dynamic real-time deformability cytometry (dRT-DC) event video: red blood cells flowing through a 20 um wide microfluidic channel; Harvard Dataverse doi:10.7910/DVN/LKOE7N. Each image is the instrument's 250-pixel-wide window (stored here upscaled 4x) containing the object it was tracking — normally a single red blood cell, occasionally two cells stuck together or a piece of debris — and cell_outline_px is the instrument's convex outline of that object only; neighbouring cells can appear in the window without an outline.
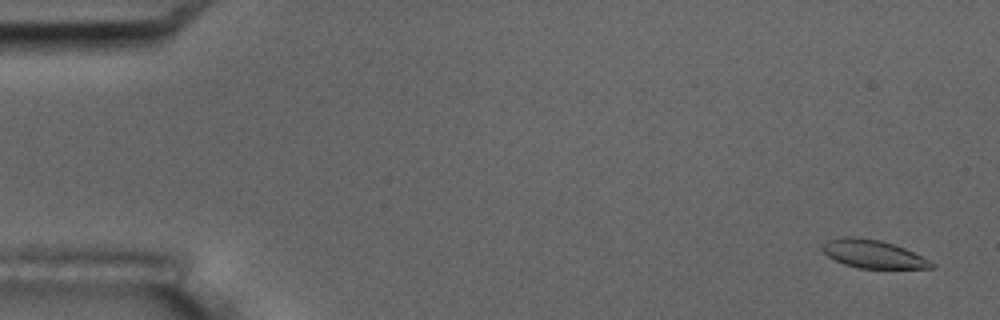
{"species": "common noctule bat (a hibernating species)", "species_latin": "Nyctalus noctula", "temperature_condition": "room temperature", "stored_images_in_passage": 6, "camera_frame_rate_fps": 3000, "um_per_image_px": 0.085, "animal": {"sex": "male", "body_mass_g": 17.5, "forearm_length_mm": 52.3}, "frame": {"image": 1, "passage_image": 1, "time_ms": 0.0, "image_size_px": [1000, 320], "cell_outline_px": [[936, 264], [932, 268], [860, 268], [844, 264], [828, 256], [820, 248], [828, 240], [840, 236], [852, 236], [880, 240], [904, 248]], "centroid_in_image_um": [74.17, 21.58], "position_along_channel_um": 10.8, "area_um2": 17.63}}
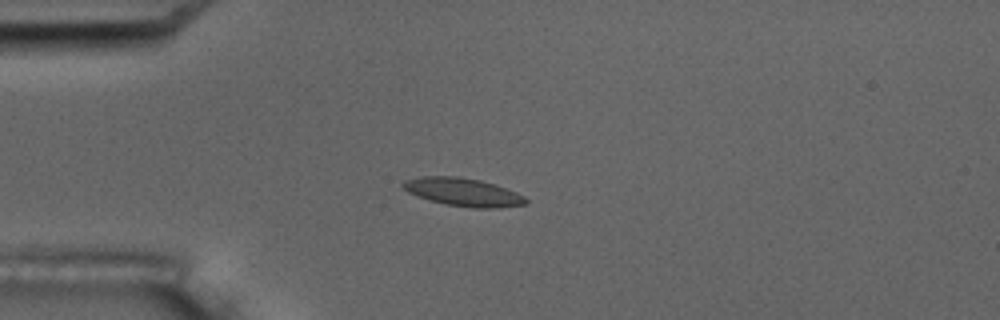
{"frame": {"image": 2, "passage_image": 4, "time_ms": 4.333, "image_size_px": [1000, 320], "cell_outline_px": [[528, 204], [496, 208], [472, 208], [444, 204], [408, 192], [400, 184], [404, 180], [420, 176], [460, 176], [480, 180], [496, 184], [516, 192], [524, 196], [528, 200]], "centroid_in_image_um": [39.39, 16.32], "position_along_channel_um": 45.6, "area_um2": 20.17}}